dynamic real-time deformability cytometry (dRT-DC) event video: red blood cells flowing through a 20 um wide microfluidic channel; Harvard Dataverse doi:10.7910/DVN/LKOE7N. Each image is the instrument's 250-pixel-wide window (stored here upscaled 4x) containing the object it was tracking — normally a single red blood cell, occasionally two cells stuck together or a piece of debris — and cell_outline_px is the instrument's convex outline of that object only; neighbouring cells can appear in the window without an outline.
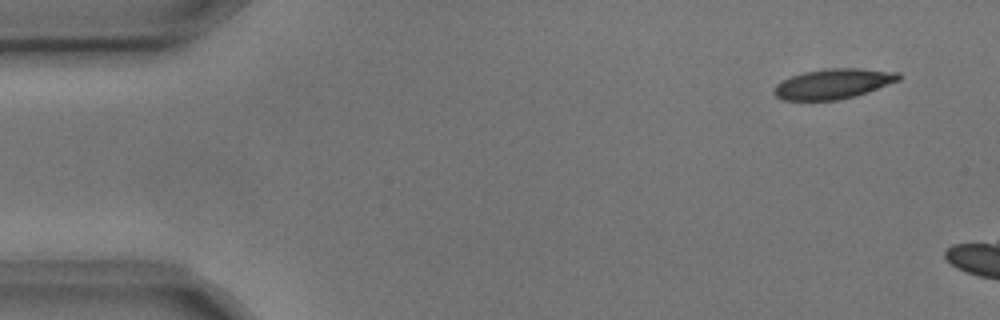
{"species": "common noctule bat (a hibernating species)", "species_latin": "Nyctalus noctula", "temperature_condition": "cold", "stored_images_in_passage": 3, "camera_frame_rate_fps": 3000, "um_per_image_px": 0.085, "animal": {"sex": "male", "body_mass_g": 17.9, "forearm_length_mm": 54.2}, "frame": {"image": 1, "passage_image": 1, "time_ms": 0.0, "image_size_px": [1000, 320], "cell_outline_px": [[900, 80], [868, 92], [856, 96], [836, 100], [780, 100], [772, 92], [772, 88], [776, 84], [792, 76], [804, 72], [828, 68], [860, 68], [900, 72]], "centroid_in_image_um": [70.82, 7.12], "position_along_channel_um": 14.2, "area_um2": 21.96}}